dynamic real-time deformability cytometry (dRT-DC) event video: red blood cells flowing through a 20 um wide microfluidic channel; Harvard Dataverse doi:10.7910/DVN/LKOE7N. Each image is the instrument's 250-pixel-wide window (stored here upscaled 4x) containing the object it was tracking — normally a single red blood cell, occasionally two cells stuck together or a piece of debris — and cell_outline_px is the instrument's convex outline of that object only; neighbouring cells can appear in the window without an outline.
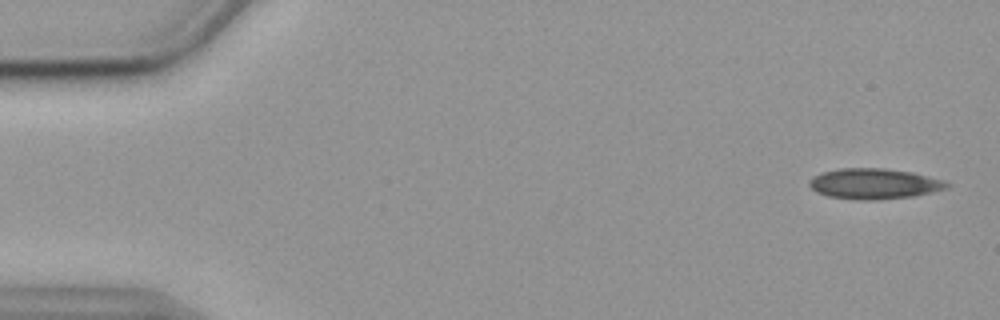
{"species": "common noctule bat (a hibernating species)", "species_latin": "Nyctalus noctula", "temperature_condition": "cold", "stored_images_in_passage": 55, "camera_frame_rate_fps": 3000, "um_per_image_px": 0.085, "animal": {"sex": "female", "body_mass_g": 19.9}, "frame": {"image": 1, "passage_image": 2, "time_ms": 0.333, "image_size_px": [1000, 320], "cell_outline_px": [[952, 184], [948, 188], [916, 196], [876, 200], [860, 200], [828, 196], [816, 192], [808, 184], [808, 180], [812, 176], [820, 172], [840, 168], [884, 168], [912, 172], [944, 180]], "centroid_in_image_um": [74.3, 15.61], "position_along_channel_um": 10.7, "area_um2": 24.8}}
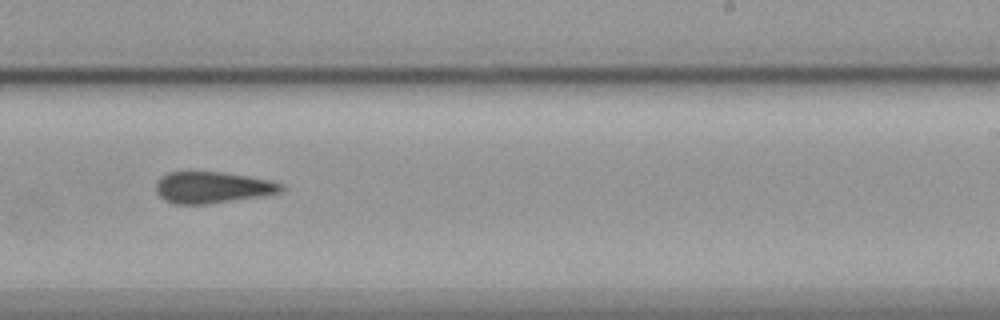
{"frame": {"image": 2, "passage_image": 34, "time_ms": 11.0, "image_size_px": [1000, 320], "cell_outline_px": [[284, 188], [280, 192], [208, 204], [176, 204], [164, 200], [156, 192], [156, 184], [160, 176], [168, 172], [188, 168], [220, 172], [248, 176], [272, 180], [284, 184]], "centroid_in_image_um": [17.97, 15.88], "position_along_channel_um": 271.0, "area_um2": 23.52}}
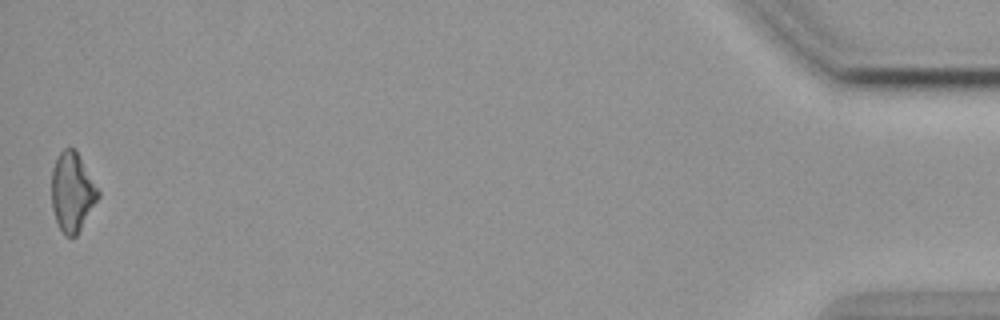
{"frame": {"image": 3, "passage_image": 55, "time_ms": 18.0, "image_size_px": [1000, 320], "cell_outline_px": [[100, 196], [76, 236], [64, 236], [56, 220], [52, 208], [52, 168], [60, 152], [64, 148], [76, 148], [100, 192]], "centroid_in_image_um": [6.15, 16.3], "position_along_channel_um": 429.1, "area_um2": 21.39}, "authors_computed_cell_mechanics": {"area_um2": 23.5824, "velocity_mm_per_s": 3.578, "shape_relaxation_time_tau1_ms": 5.5724, "shape_relaxation_time_tau2_ms": null, "deformation_change_tau1": 0.1087, "deformation_change_tau2": null}}